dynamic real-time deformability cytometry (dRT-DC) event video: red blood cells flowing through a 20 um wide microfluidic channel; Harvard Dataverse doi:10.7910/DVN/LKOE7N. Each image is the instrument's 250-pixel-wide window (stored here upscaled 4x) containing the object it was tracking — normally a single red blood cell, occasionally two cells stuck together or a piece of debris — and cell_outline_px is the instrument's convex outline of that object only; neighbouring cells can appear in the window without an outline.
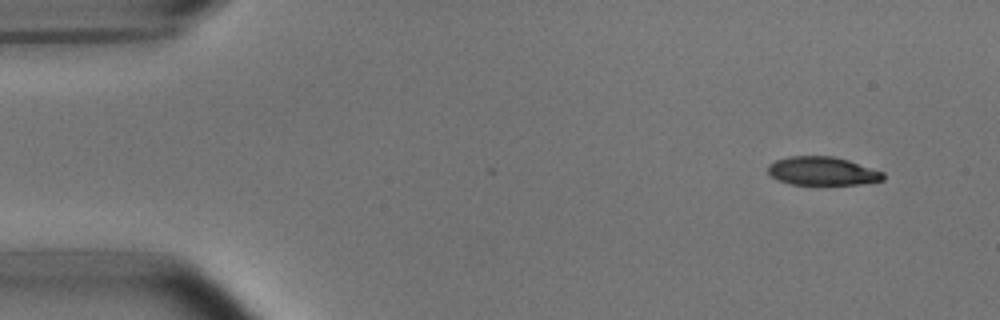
{"species": "common noctule bat (a hibernating species)", "species_latin": "Nyctalus noctula", "temperature_condition": "room temperature", "stored_images_in_passage": 49, "camera_frame_rate_fps": 3000, "um_per_image_px": 0.085, "animal": {"sex": "male", "body_mass_g": 15.6}, "frame": {"image": 1, "passage_image": 1, "time_ms": 0.0, "image_size_px": [1000, 320], "cell_outline_px": [[884, 180], [864, 184], [788, 184], [776, 180], [768, 172], [768, 164], [776, 160], [788, 156], [832, 156], [848, 160], [884, 172]], "centroid_in_image_um": [69.89, 14.54], "position_along_channel_um": 15.1, "area_um2": 19.19}}
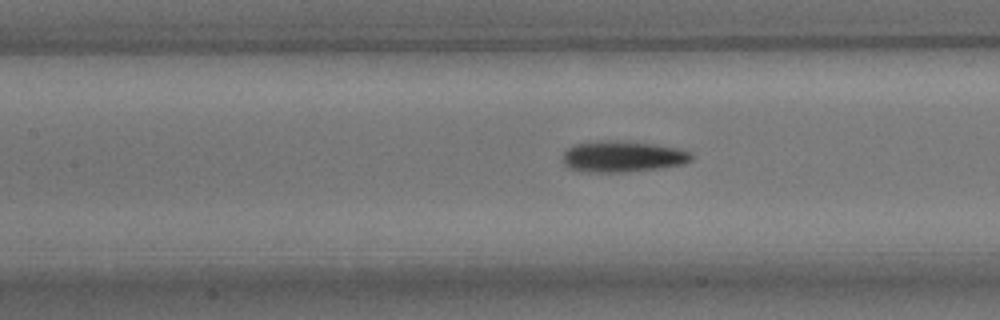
{"frame": {"image": 2, "passage_image": 20, "time_ms": 6.333, "image_size_px": [1000, 320], "cell_outline_px": [[692, 160], [684, 164], [656, 168], [624, 172], [584, 172], [568, 168], [564, 164], [564, 152], [568, 148], [576, 144], [596, 140], [608, 140], [652, 144], [676, 148], [692, 152]], "centroid_in_image_um": [52.9, 13.31], "position_along_channel_um": 154.5, "area_um2": 23.18}}
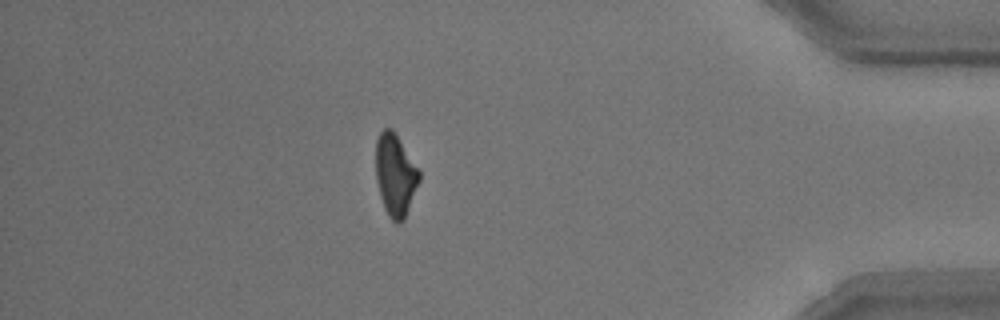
{"frame": {"image": 3, "passage_image": 43, "time_ms": 14.0, "image_size_px": [1000, 320], "cell_outline_px": [[420, 180], [404, 220], [400, 224], [396, 224], [388, 216], [384, 208], [380, 196], [376, 180], [376, 140], [380, 132], [384, 128], [392, 128], [420, 172]], "centroid_in_image_um": [33.59, 14.91], "position_along_channel_um": 401.6, "area_um2": 20.69}, "authors_computed_cell_mechanics": {"area_um2": 21.7906, "velocity_mm_per_s": 3.7675, "shape_relaxation_time_tau1_ms": 4.0053, "shape_relaxation_time_tau2_ms": 4.1729, "deformation_change_tau1": 0.169, "deformation_change_tau2": 0.1301}}